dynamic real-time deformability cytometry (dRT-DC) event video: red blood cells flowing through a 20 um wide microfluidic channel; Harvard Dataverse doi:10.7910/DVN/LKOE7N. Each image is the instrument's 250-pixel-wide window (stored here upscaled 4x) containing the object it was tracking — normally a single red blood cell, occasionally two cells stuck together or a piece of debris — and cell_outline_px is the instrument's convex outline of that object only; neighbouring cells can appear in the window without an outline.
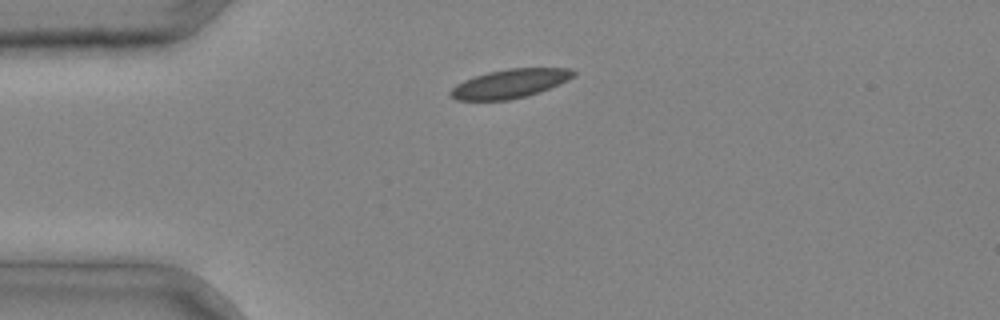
{"species": "common noctule bat (a hibernating species)", "species_latin": "Nyctalus noctula", "temperature_condition": "cold", "stored_images_in_passage": 1, "camera_frame_rate_fps": 3000, "um_per_image_px": 0.085, "animal": {"sex": "male", "body_mass_g": 20.4}, "frame": {"image": 1, "passage_image": 1, "time_ms": 0.0, "image_size_px": [1000, 320], "cell_outline_px": [[576, 72], [568, 80], [540, 92], [528, 96], [508, 100], [456, 100], [448, 96], [448, 92], [456, 84], [464, 80], [488, 72], [508, 68], [572, 68]], "centroid_in_image_um": [43.32, 7.11], "position_along_channel_um": 41.7, "area_um2": 20.75}}